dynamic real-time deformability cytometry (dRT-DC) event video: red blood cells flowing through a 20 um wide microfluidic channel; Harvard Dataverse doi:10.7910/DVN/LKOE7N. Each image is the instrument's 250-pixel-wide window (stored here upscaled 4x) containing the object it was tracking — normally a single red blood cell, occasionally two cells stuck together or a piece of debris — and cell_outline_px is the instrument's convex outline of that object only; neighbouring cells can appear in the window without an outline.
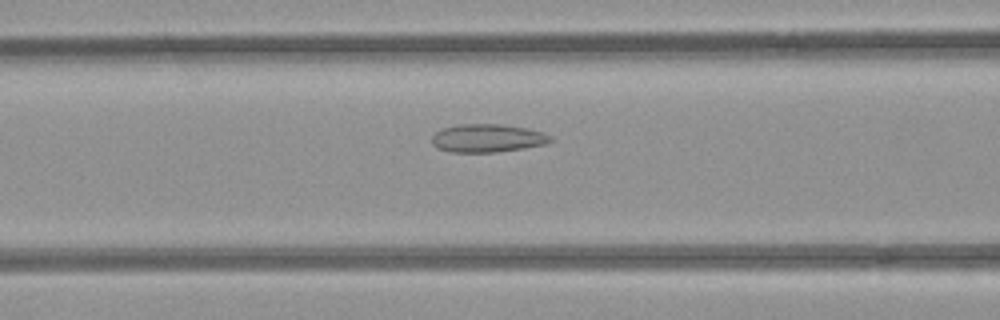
{"species": "common noctule bat (a hibernating species)", "species_latin": "Nyctalus noctula", "temperature_condition": "room temperature", "stored_images_in_passage": 48, "camera_frame_rate_fps": 3000, "um_per_image_px": 0.085, "animal": {"sex": "female", "body_mass_g": 21.9}, "frame": {"image": 1, "passage_image": 17, "time_ms": 5.333, "image_size_px": [1000, 320], "cell_outline_px": [[552, 140], [544, 144], [496, 152], [448, 152], [436, 148], [432, 144], [432, 136], [436, 132], [444, 128], [456, 124], [500, 124], [524, 128], [544, 132], [552, 136]], "centroid_in_image_um": [41.39, 11.74], "position_along_channel_um": 125.2, "area_um2": 19.36}}
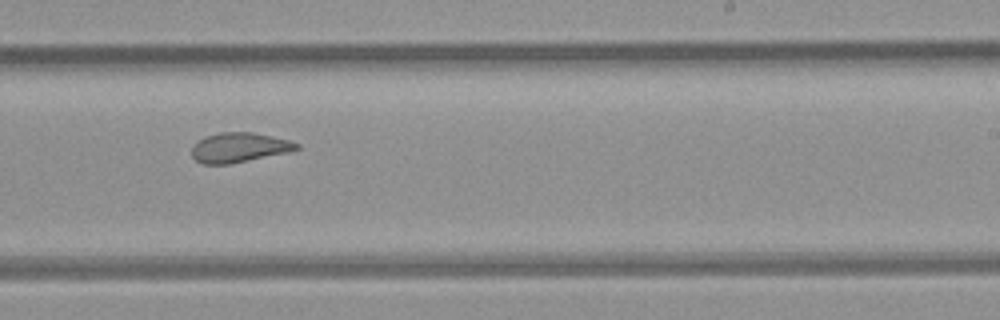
{"frame": {"image": 2, "passage_image": 28, "time_ms": 9.0, "image_size_px": [1000, 320], "cell_outline_px": [[300, 148], [288, 152], [228, 164], [204, 164], [196, 160], [192, 156], [192, 148], [204, 136], [220, 132], [252, 132], [272, 136], [288, 140], [300, 144]], "centroid_in_image_um": [20.33, 12.53], "position_along_channel_um": 268.7, "area_um2": 17.92}}
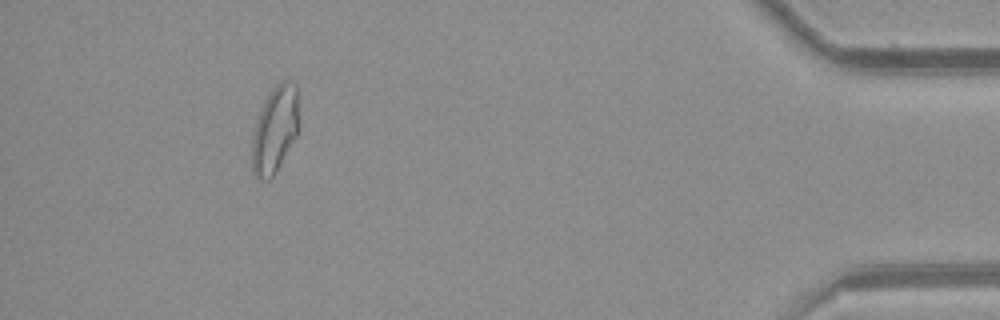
{"frame": {"image": 3, "passage_image": 44, "time_ms": 14.333, "image_size_px": [1000, 320], "cell_outline_px": [[296, 136], [276, 172], [268, 180], [256, 176], [252, 172], [252, 136], [260, 108], [272, 88], [276, 84], [284, 80], [288, 80], [296, 84]], "centroid_in_image_um": [23.32, 11.02], "position_along_channel_um": 411.9, "area_um2": 23.06}, "authors_computed_cell_mechanics": {"area_um2": 20.7791, "velocity_mm_per_s": 3.9172, "shape_relaxation_time_tau1_ms": null, "shape_relaxation_time_tau2_ms": 1.9058, "deformation_change_tau1": null, "deformation_change_tau2": 0.0891}}